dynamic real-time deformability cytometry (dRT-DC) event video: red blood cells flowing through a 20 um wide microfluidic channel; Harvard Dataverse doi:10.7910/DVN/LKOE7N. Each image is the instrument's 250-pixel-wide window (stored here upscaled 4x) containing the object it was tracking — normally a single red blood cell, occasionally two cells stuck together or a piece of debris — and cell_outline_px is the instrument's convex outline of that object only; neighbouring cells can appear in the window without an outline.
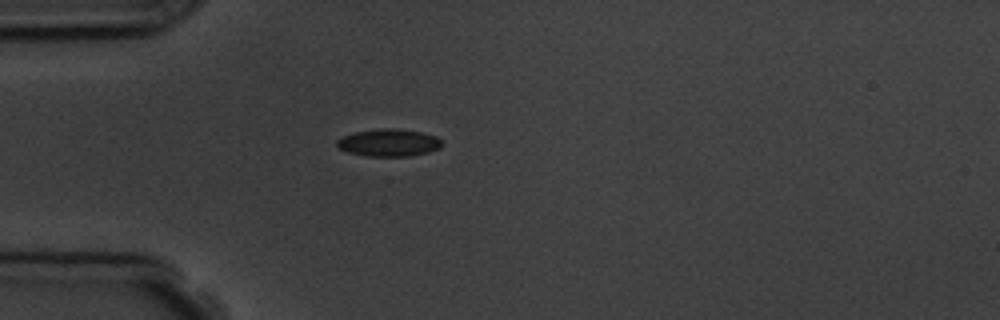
{"species": "common noctule bat (a hibernating species)", "species_latin": "Nyctalus noctula", "temperature_condition": "room temperature", "stored_images_in_passage": 1, "camera_frame_rate_fps": 3000, "um_per_image_px": 0.085, "animal": {"sex": "male", "body_mass_g": 19.5, "forearm_length_mm": 54.6}, "frame": {"image": 1, "passage_image": 1, "time_ms": 0.0, "image_size_px": [1000, 320], "cell_outline_px": [[440, 148], [428, 152], [408, 156], [364, 156], [348, 152], [336, 148], [336, 140], [352, 132], [384, 128], [396, 128], [420, 132], [436, 136], [440, 140]], "centroid_in_image_um": [32.98, 12.13], "position_along_channel_um": 52.0, "area_um2": 16.76}}